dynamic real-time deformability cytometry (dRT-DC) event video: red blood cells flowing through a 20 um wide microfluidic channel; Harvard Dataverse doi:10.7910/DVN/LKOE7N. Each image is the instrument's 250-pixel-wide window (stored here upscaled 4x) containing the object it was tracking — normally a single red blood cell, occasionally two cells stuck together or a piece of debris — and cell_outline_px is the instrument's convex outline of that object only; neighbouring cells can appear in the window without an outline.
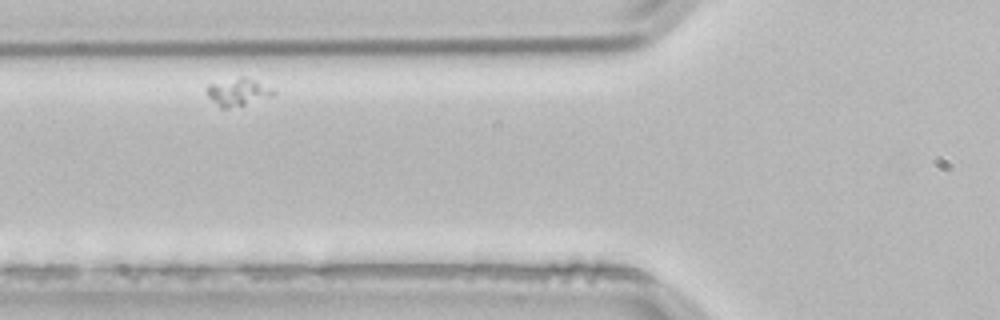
{"species": "common noctule bat (a hibernating species)", "species_latin": "Nyctalus noctula", "temperature_condition": "room temperature", "stored_images_in_passage": 33, "camera_frame_rate_fps": 3000, "um_per_image_px": 0.085, "animal": {"sex": "male", "body_mass_g": 21.5, "forearm_length_mm": 52.0}, "frame": {"image": 1, "passage_image": 6, "time_ms": 1.667, "image_size_px": [1000, 320], "cell_outline_px": [[276, 92], [272, 96], [244, 104], [228, 108], [220, 108], [208, 96], [208, 84], [240, 76], [244, 76], [256, 80], [272, 88]], "centroid_in_image_um": [20.24, 7.8], "position_along_channel_um": 105.6, "area_um2": 10.52}}
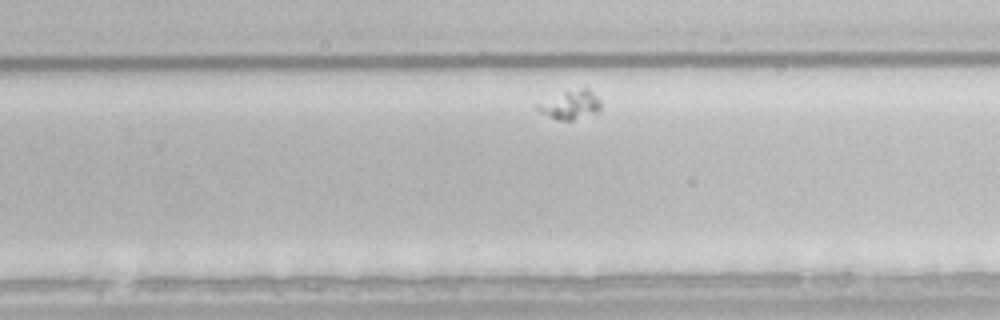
{"frame": {"image": 2, "passage_image": 23, "time_ms": 7.333, "image_size_px": [1000, 320], "cell_outline_px": [[600, 108], [596, 112], [572, 120], [556, 120], [540, 112], [536, 108], [536, 104], [564, 92], [580, 88], [588, 88], [600, 100]], "centroid_in_image_um": [48.48, 8.91], "position_along_channel_um": 281.3, "area_um2": 10.29}}
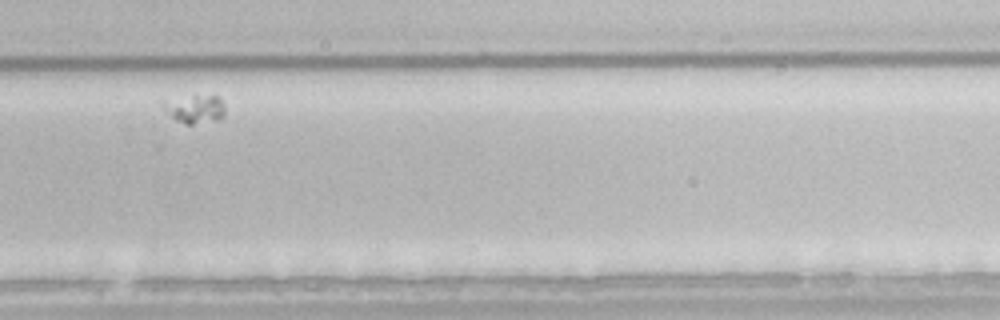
{"frame": {"image": 3, "passage_image": 26, "time_ms": 8.333, "image_size_px": [1000, 320], "cell_outline_px": [[224, 116], [220, 120], [192, 124], [188, 124], [176, 120], [160, 104], [160, 100], [196, 92], [220, 96], [224, 104]], "centroid_in_image_um": [16.57, 9.17], "position_along_channel_um": 313.2, "area_um2": 11.04}}